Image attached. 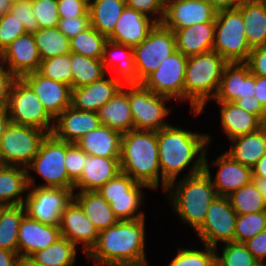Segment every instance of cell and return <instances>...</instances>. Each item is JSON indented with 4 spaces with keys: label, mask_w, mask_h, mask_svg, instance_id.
<instances>
[{
    "label": "cell",
    "mask_w": 266,
    "mask_h": 266,
    "mask_svg": "<svg viewBox=\"0 0 266 266\" xmlns=\"http://www.w3.org/2000/svg\"><path fill=\"white\" fill-rule=\"evenodd\" d=\"M59 228L61 237L68 239L76 246L81 243L86 254L96 244L99 235L94 224L74 199L62 212Z\"/></svg>",
    "instance_id": "19"
},
{
    "label": "cell",
    "mask_w": 266,
    "mask_h": 266,
    "mask_svg": "<svg viewBox=\"0 0 266 266\" xmlns=\"http://www.w3.org/2000/svg\"><path fill=\"white\" fill-rule=\"evenodd\" d=\"M9 12L22 22L27 33H35L39 29V24L32 8V0L10 3Z\"/></svg>",
    "instance_id": "50"
},
{
    "label": "cell",
    "mask_w": 266,
    "mask_h": 266,
    "mask_svg": "<svg viewBox=\"0 0 266 266\" xmlns=\"http://www.w3.org/2000/svg\"><path fill=\"white\" fill-rule=\"evenodd\" d=\"M22 79L32 88L54 120L71 106L72 88L70 85L44 77L38 71L29 73Z\"/></svg>",
    "instance_id": "18"
},
{
    "label": "cell",
    "mask_w": 266,
    "mask_h": 266,
    "mask_svg": "<svg viewBox=\"0 0 266 266\" xmlns=\"http://www.w3.org/2000/svg\"><path fill=\"white\" fill-rule=\"evenodd\" d=\"M72 89L89 85L106 76L101 59H93L81 54L70 52Z\"/></svg>",
    "instance_id": "38"
},
{
    "label": "cell",
    "mask_w": 266,
    "mask_h": 266,
    "mask_svg": "<svg viewBox=\"0 0 266 266\" xmlns=\"http://www.w3.org/2000/svg\"><path fill=\"white\" fill-rule=\"evenodd\" d=\"M7 1H9L10 3H13V2L21 1V0H7Z\"/></svg>",
    "instance_id": "68"
},
{
    "label": "cell",
    "mask_w": 266,
    "mask_h": 266,
    "mask_svg": "<svg viewBox=\"0 0 266 266\" xmlns=\"http://www.w3.org/2000/svg\"><path fill=\"white\" fill-rule=\"evenodd\" d=\"M101 125L97 112L80 111L70 106L54 120L51 134L58 140L76 143Z\"/></svg>",
    "instance_id": "23"
},
{
    "label": "cell",
    "mask_w": 266,
    "mask_h": 266,
    "mask_svg": "<svg viewBox=\"0 0 266 266\" xmlns=\"http://www.w3.org/2000/svg\"><path fill=\"white\" fill-rule=\"evenodd\" d=\"M227 63L213 50L188 56L184 78V102L189 100L191 114H201L206 102L215 98Z\"/></svg>",
    "instance_id": "5"
},
{
    "label": "cell",
    "mask_w": 266,
    "mask_h": 266,
    "mask_svg": "<svg viewBox=\"0 0 266 266\" xmlns=\"http://www.w3.org/2000/svg\"><path fill=\"white\" fill-rule=\"evenodd\" d=\"M15 266H41L28 257H19Z\"/></svg>",
    "instance_id": "64"
},
{
    "label": "cell",
    "mask_w": 266,
    "mask_h": 266,
    "mask_svg": "<svg viewBox=\"0 0 266 266\" xmlns=\"http://www.w3.org/2000/svg\"><path fill=\"white\" fill-rule=\"evenodd\" d=\"M66 142L48 134L42 141L38 153L26 168L27 173L35 171L45 181L37 187L74 189L64 165Z\"/></svg>",
    "instance_id": "10"
},
{
    "label": "cell",
    "mask_w": 266,
    "mask_h": 266,
    "mask_svg": "<svg viewBox=\"0 0 266 266\" xmlns=\"http://www.w3.org/2000/svg\"><path fill=\"white\" fill-rule=\"evenodd\" d=\"M177 50L174 32L156 24L147 37L133 47L137 84L157 70L167 57Z\"/></svg>",
    "instance_id": "13"
},
{
    "label": "cell",
    "mask_w": 266,
    "mask_h": 266,
    "mask_svg": "<svg viewBox=\"0 0 266 266\" xmlns=\"http://www.w3.org/2000/svg\"><path fill=\"white\" fill-rule=\"evenodd\" d=\"M120 157H96L86 155L80 179L74 184L77 192L97 191L120 170Z\"/></svg>",
    "instance_id": "26"
},
{
    "label": "cell",
    "mask_w": 266,
    "mask_h": 266,
    "mask_svg": "<svg viewBox=\"0 0 266 266\" xmlns=\"http://www.w3.org/2000/svg\"><path fill=\"white\" fill-rule=\"evenodd\" d=\"M252 182L255 184L256 188L261 192L266 200V178L252 177Z\"/></svg>",
    "instance_id": "63"
},
{
    "label": "cell",
    "mask_w": 266,
    "mask_h": 266,
    "mask_svg": "<svg viewBox=\"0 0 266 266\" xmlns=\"http://www.w3.org/2000/svg\"><path fill=\"white\" fill-rule=\"evenodd\" d=\"M29 189L26 168L0 165V204L24 205L23 194Z\"/></svg>",
    "instance_id": "34"
},
{
    "label": "cell",
    "mask_w": 266,
    "mask_h": 266,
    "mask_svg": "<svg viewBox=\"0 0 266 266\" xmlns=\"http://www.w3.org/2000/svg\"><path fill=\"white\" fill-rule=\"evenodd\" d=\"M47 135L42 129L10 122L0 139V165L27 168Z\"/></svg>",
    "instance_id": "7"
},
{
    "label": "cell",
    "mask_w": 266,
    "mask_h": 266,
    "mask_svg": "<svg viewBox=\"0 0 266 266\" xmlns=\"http://www.w3.org/2000/svg\"><path fill=\"white\" fill-rule=\"evenodd\" d=\"M266 229V211L237 215L234 242L245 243Z\"/></svg>",
    "instance_id": "45"
},
{
    "label": "cell",
    "mask_w": 266,
    "mask_h": 266,
    "mask_svg": "<svg viewBox=\"0 0 266 266\" xmlns=\"http://www.w3.org/2000/svg\"><path fill=\"white\" fill-rule=\"evenodd\" d=\"M90 26L89 16L60 18L57 28L68 38L72 39Z\"/></svg>",
    "instance_id": "53"
},
{
    "label": "cell",
    "mask_w": 266,
    "mask_h": 266,
    "mask_svg": "<svg viewBox=\"0 0 266 266\" xmlns=\"http://www.w3.org/2000/svg\"><path fill=\"white\" fill-rule=\"evenodd\" d=\"M254 97L262 104L266 110V77L255 75Z\"/></svg>",
    "instance_id": "58"
},
{
    "label": "cell",
    "mask_w": 266,
    "mask_h": 266,
    "mask_svg": "<svg viewBox=\"0 0 266 266\" xmlns=\"http://www.w3.org/2000/svg\"><path fill=\"white\" fill-rule=\"evenodd\" d=\"M171 98L156 94L142 84H129V103L135 130L159 131L170 124L166 101ZM165 120V121H164Z\"/></svg>",
    "instance_id": "12"
},
{
    "label": "cell",
    "mask_w": 266,
    "mask_h": 266,
    "mask_svg": "<svg viewBox=\"0 0 266 266\" xmlns=\"http://www.w3.org/2000/svg\"><path fill=\"white\" fill-rule=\"evenodd\" d=\"M244 20L245 35L251 49L266 45V0H242L237 7Z\"/></svg>",
    "instance_id": "33"
},
{
    "label": "cell",
    "mask_w": 266,
    "mask_h": 266,
    "mask_svg": "<svg viewBox=\"0 0 266 266\" xmlns=\"http://www.w3.org/2000/svg\"><path fill=\"white\" fill-rule=\"evenodd\" d=\"M244 244L258 262H266V229Z\"/></svg>",
    "instance_id": "56"
},
{
    "label": "cell",
    "mask_w": 266,
    "mask_h": 266,
    "mask_svg": "<svg viewBox=\"0 0 266 266\" xmlns=\"http://www.w3.org/2000/svg\"><path fill=\"white\" fill-rule=\"evenodd\" d=\"M228 198L237 215L266 211V200L252 181L232 192Z\"/></svg>",
    "instance_id": "41"
},
{
    "label": "cell",
    "mask_w": 266,
    "mask_h": 266,
    "mask_svg": "<svg viewBox=\"0 0 266 266\" xmlns=\"http://www.w3.org/2000/svg\"><path fill=\"white\" fill-rule=\"evenodd\" d=\"M17 77L6 67L0 64V107H8L12 85Z\"/></svg>",
    "instance_id": "55"
},
{
    "label": "cell",
    "mask_w": 266,
    "mask_h": 266,
    "mask_svg": "<svg viewBox=\"0 0 266 266\" xmlns=\"http://www.w3.org/2000/svg\"><path fill=\"white\" fill-rule=\"evenodd\" d=\"M144 188L149 187L120 172L97 191L110 204L118 220H135L145 217V213L139 211L144 204Z\"/></svg>",
    "instance_id": "9"
},
{
    "label": "cell",
    "mask_w": 266,
    "mask_h": 266,
    "mask_svg": "<svg viewBox=\"0 0 266 266\" xmlns=\"http://www.w3.org/2000/svg\"><path fill=\"white\" fill-rule=\"evenodd\" d=\"M10 123L8 107H0V139L6 126Z\"/></svg>",
    "instance_id": "62"
},
{
    "label": "cell",
    "mask_w": 266,
    "mask_h": 266,
    "mask_svg": "<svg viewBox=\"0 0 266 266\" xmlns=\"http://www.w3.org/2000/svg\"><path fill=\"white\" fill-rule=\"evenodd\" d=\"M10 2L7 0H0V15L9 11Z\"/></svg>",
    "instance_id": "65"
},
{
    "label": "cell",
    "mask_w": 266,
    "mask_h": 266,
    "mask_svg": "<svg viewBox=\"0 0 266 266\" xmlns=\"http://www.w3.org/2000/svg\"><path fill=\"white\" fill-rule=\"evenodd\" d=\"M188 57L176 50L141 84L152 92L184 102V78Z\"/></svg>",
    "instance_id": "15"
},
{
    "label": "cell",
    "mask_w": 266,
    "mask_h": 266,
    "mask_svg": "<svg viewBox=\"0 0 266 266\" xmlns=\"http://www.w3.org/2000/svg\"><path fill=\"white\" fill-rule=\"evenodd\" d=\"M110 266H148L147 261L138 264H120V265H110Z\"/></svg>",
    "instance_id": "66"
},
{
    "label": "cell",
    "mask_w": 266,
    "mask_h": 266,
    "mask_svg": "<svg viewBox=\"0 0 266 266\" xmlns=\"http://www.w3.org/2000/svg\"><path fill=\"white\" fill-rule=\"evenodd\" d=\"M157 23L148 16L126 7L108 40L134 47L139 45Z\"/></svg>",
    "instance_id": "25"
},
{
    "label": "cell",
    "mask_w": 266,
    "mask_h": 266,
    "mask_svg": "<svg viewBox=\"0 0 266 266\" xmlns=\"http://www.w3.org/2000/svg\"><path fill=\"white\" fill-rule=\"evenodd\" d=\"M107 40L105 35L100 34L90 25L70 39V51L93 59H101Z\"/></svg>",
    "instance_id": "42"
},
{
    "label": "cell",
    "mask_w": 266,
    "mask_h": 266,
    "mask_svg": "<svg viewBox=\"0 0 266 266\" xmlns=\"http://www.w3.org/2000/svg\"><path fill=\"white\" fill-rule=\"evenodd\" d=\"M18 258L16 252L0 249V266H15Z\"/></svg>",
    "instance_id": "60"
},
{
    "label": "cell",
    "mask_w": 266,
    "mask_h": 266,
    "mask_svg": "<svg viewBox=\"0 0 266 266\" xmlns=\"http://www.w3.org/2000/svg\"><path fill=\"white\" fill-rule=\"evenodd\" d=\"M32 8L39 29L58 26L60 17L57 10V0H32Z\"/></svg>",
    "instance_id": "47"
},
{
    "label": "cell",
    "mask_w": 266,
    "mask_h": 266,
    "mask_svg": "<svg viewBox=\"0 0 266 266\" xmlns=\"http://www.w3.org/2000/svg\"><path fill=\"white\" fill-rule=\"evenodd\" d=\"M3 206H4V205L0 204V213H1V209H2Z\"/></svg>",
    "instance_id": "69"
},
{
    "label": "cell",
    "mask_w": 266,
    "mask_h": 266,
    "mask_svg": "<svg viewBox=\"0 0 266 266\" xmlns=\"http://www.w3.org/2000/svg\"><path fill=\"white\" fill-rule=\"evenodd\" d=\"M1 61L17 78L38 71L42 60L33 33L17 37L1 53Z\"/></svg>",
    "instance_id": "20"
},
{
    "label": "cell",
    "mask_w": 266,
    "mask_h": 266,
    "mask_svg": "<svg viewBox=\"0 0 266 266\" xmlns=\"http://www.w3.org/2000/svg\"><path fill=\"white\" fill-rule=\"evenodd\" d=\"M230 150L225 153L236 162L250 167L256 165L260 158L266 153V126L263 125L257 131L235 137Z\"/></svg>",
    "instance_id": "32"
},
{
    "label": "cell",
    "mask_w": 266,
    "mask_h": 266,
    "mask_svg": "<svg viewBox=\"0 0 266 266\" xmlns=\"http://www.w3.org/2000/svg\"><path fill=\"white\" fill-rule=\"evenodd\" d=\"M33 36L41 60L70 53V39L57 27L38 29Z\"/></svg>",
    "instance_id": "40"
},
{
    "label": "cell",
    "mask_w": 266,
    "mask_h": 266,
    "mask_svg": "<svg viewBox=\"0 0 266 266\" xmlns=\"http://www.w3.org/2000/svg\"><path fill=\"white\" fill-rule=\"evenodd\" d=\"M61 238L59 225H49L31 219L27 214L21 220L18 233V256L30 258Z\"/></svg>",
    "instance_id": "22"
},
{
    "label": "cell",
    "mask_w": 266,
    "mask_h": 266,
    "mask_svg": "<svg viewBox=\"0 0 266 266\" xmlns=\"http://www.w3.org/2000/svg\"><path fill=\"white\" fill-rule=\"evenodd\" d=\"M27 175L30 191L25 196L26 214L41 223L59 225L61 214L72 201L76 191L65 188L35 187V177L31 173Z\"/></svg>",
    "instance_id": "8"
},
{
    "label": "cell",
    "mask_w": 266,
    "mask_h": 266,
    "mask_svg": "<svg viewBox=\"0 0 266 266\" xmlns=\"http://www.w3.org/2000/svg\"><path fill=\"white\" fill-rule=\"evenodd\" d=\"M119 161L121 172L149 189H157L161 177L157 132L133 129L123 133Z\"/></svg>",
    "instance_id": "3"
},
{
    "label": "cell",
    "mask_w": 266,
    "mask_h": 266,
    "mask_svg": "<svg viewBox=\"0 0 266 266\" xmlns=\"http://www.w3.org/2000/svg\"><path fill=\"white\" fill-rule=\"evenodd\" d=\"M8 111L11 123L32 126L48 134L52 133L54 119L22 78H17L12 85Z\"/></svg>",
    "instance_id": "11"
},
{
    "label": "cell",
    "mask_w": 266,
    "mask_h": 266,
    "mask_svg": "<svg viewBox=\"0 0 266 266\" xmlns=\"http://www.w3.org/2000/svg\"><path fill=\"white\" fill-rule=\"evenodd\" d=\"M224 244L221 256L218 254V246L215 248L217 266H254L258 262L244 243L233 241Z\"/></svg>",
    "instance_id": "43"
},
{
    "label": "cell",
    "mask_w": 266,
    "mask_h": 266,
    "mask_svg": "<svg viewBox=\"0 0 266 266\" xmlns=\"http://www.w3.org/2000/svg\"><path fill=\"white\" fill-rule=\"evenodd\" d=\"M204 250L180 248L168 266H217L216 249L203 245Z\"/></svg>",
    "instance_id": "44"
},
{
    "label": "cell",
    "mask_w": 266,
    "mask_h": 266,
    "mask_svg": "<svg viewBox=\"0 0 266 266\" xmlns=\"http://www.w3.org/2000/svg\"><path fill=\"white\" fill-rule=\"evenodd\" d=\"M217 11L208 0H165L161 24L170 30L215 22Z\"/></svg>",
    "instance_id": "16"
},
{
    "label": "cell",
    "mask_w": 266,
    "mask_h": 266,
    "mask_svg": "<svg viewBox=\"0 0 266 266\" xmlns=\"http://www.w3.org/2000/svg\"><path fill=\"white\" fill-rule=\"evenodd\" d=\"M101 124L123 133L134 129L129 103V84H124L116 94L97 111Z\"/></svg>",
    "instance_id": "28"
},
{
    "label": "cell",
    "mask_w": 266,
    "mask_h": 266,
    "mask_svg": "<svg viewBox=\"0 0 266 266\" xmlns=\"http://www.w3.org/2000/svg\"><path fill=\"white\" fill-rule=\"evenodd\" d=\"M212 138L208 134L186 131L172 125L157 131L161 186L164 192L190 164L192 167L189 173L183 177L204 171V157Z\"/></svg>",
    "instance_id": "1"
},
{
    "label": "cell",
    "mask_w": 266,
    "mask_h": 266,
    "mask_svg": "<svg viewBox=\"0 0 266 266\" xmlns=\"http://www.w3.org/2000/svg\"><path fill=\"white\" fill-rule=\"evenodd\" d=\"M122 86L118 79L104 76L89 85L72 89L71 106L80 111L97 112Z\"/></svg>",
    "instance_id": "24"
},
{
    "label": "cell",
    "mask_w": 266,
    "mask_h": 266,
    "mask_svg": "<svg viewBox=\"0 0 266 266\" xmlns=\"http://www.w3.org/2000/svg\"><path fill=\"white\" fill-rule=\"evenodd\" d=\"M220 105L221 127L228 140L257 131L264 123L235 102H216Z\"/></svg>",
    "instance_id": "30"
},
{
    "label": "cell",
    "mask_w": 266,
    "mask_h": 266,
    "mask_svg": "<svg viewBox=\"0 0 266 266\" xmlns=\"http://www.w3.org/2000/svg\"><path fill=\"white\" fill-rule=\"evenodd\" d=\"M145 217L119 220L99 232L96 244L86 254L95 266L138 264L146 262Z\"/></svg>",
    "instance_id": "2"
},
{
    "label": "cell",
    "mask_w": 266,
    "mask_h": 266,
    "mask_svg": "<svg viewBox=\"0 0 266 266\" xmlns=\"http://www.w3.org/2000/svg\"><path fill=\"white\" fill-rule=\"evenodd\" d=\"M251 48L245 35L244 20L241 11L221 10L216 13L213 51L226 62H246Z\"/></svg>",
    "instance_id": "6"
},
{
    "label": "cell",
    "mask_w": 266,
    "mask_h": 266,
    "mask_svg": "<svg viewBox=\"0 0 266 266\" xmlns=\"http://www.w3.org/2000/svg\"><path fill=\"white\" fill-rule=\"evenodd\" d=\"M73 199L80 205L84 214L94 224L98 232L115 225L119 221L110 204L98 191L77 192L74 193Z\"/></svg>",
    "instance_id": "35"
},
{
    "label": "cell",
    "mask_w": 266,
    "mask_h": 266,
    "mask_svg": "<svg viewBox=\"0 0 266 266\" xmlns=\"http://www.w3.org/2000/svg\"><path fill=\"white\" fill-rule=\"evenodd\" d=\"M125 8V0H90V25L100 34L108 37L114 31Z\"/></svg>",
    "instance_id": "36"
},
{
    "label": "cell",
    "mask_w": 266,
    "mask_h": 266,
    "mask_svg": "<svg viewBox=\"0 0 266 266\" xmlns=\"http://www.w3.org/2000/svg\"><path fill=\"white\" fill-rule=\"evenodd\" d=\"M245 63L250 68L251 73L266 77V45L253 48Z\"/></svg>",
    "instance_id": "54"
},
{
    "label": "cell",
    "mask_w": 266,
    "mask_h": 266,
    "mask_svg": "<svg viewBox=\"0 0 266 266\" xmlns=\"http://www.w3.org/2000/svg\"><path fill=\"white\" fill-rule=\"evenodd\" d=\"M234 102L245 111L256 115L263 123L266 122V110L256 97L237 98Z\"/></svg>",
    "instance_id": "57"
},
{
    "label": "cell",
    "mask_w": 266,
    "mask_h": 266,
    "mask_svg": "<svg viewBox=\"0 0 266 266\" xmlns=\"http://www.w3.org/2000/svg\"><path fill=\"white\" fill-rule=\"evenodd\" d=\"M60 18L89 16V3L86 0H57Z\"/></svg>",
    "instance_id": "52"
},
{
    "label": "cell",
    "mask_w": 266,
    "mask_h": 266,
    "mask_svg": "<svg viewBox=\"0 0 266 266\" xmlns=\"http://www.w3.org/2000/svg\"><path fill=\"white\" fill-rule=\"evenodd\" d=\"M66 238H59L47 248L34 253L30 259L41 266H72L75 264L77 249Z\"/></svg>",
    "instance_id": "39"
},
{
    "label": "cell",
    "mask_w": 266,
    "mask_h": 266,
    "mask_svg": "<svg viewBox=\"0 0 266 266\" xmlns=\"http://www.w3.org/2000/svg\"><path fill=\"white\" fill-rule=\"evenodd\" d=\"M252 177L266 178V153L260 158L252 168Z\"/></svg>",
    "instance_id": "61"
},
{
    "label": "cell",
    "mask_w": 266,
    "mask_h": 266,
    "mask_svg": "<svg viewBox=\"0 0 266 266\" xmlns=\"http://www.w3.org/2000/svg\"><path fill=\"white\" fill-rule=\"evenodd\" d=\"M176 48L184 56L198 55L213 50L215 22H204L172 30Z\"/></svg>",
    "instance_id": "29"
},
{
    "label": "cell",
    "mask_w": 266,
    "mask_h": 266,
    "mask_svg": "<svg viewBox=\"0 0 266 266\" xmlns=\"http://www.w3.org/2000/svg\"><path fill=\"white\" fill-rule=\"evenodd\" d=\"M165 192L168 193L173 211L180 220L188 223L196 232L204 223L206 213L217 196L211 177L202 171L171 182Z\"/></svg>",
    "instance_id": "4"
},
{
    "label": "cell",
    "mask_w": 266,
    "mask_h": 266,
    "mask_svg": "<svg viewBox=\"0 0 266 266\" xmlns=\"http://www.w3.org/2000/svg\"><path fill=\"white\" fill-rule=\"evenodd\" d=\"M213 8L218 12L221 10L236 9L242 0H208Z\"/></svg>",
    "instance_id": "59"
},
{
    "label": "cell",
    "mask_w": 266,
    "mask_h": 266,
    "mask_svg": "<svg viewBox=\"0 0 266 266\" xmlns=\"http://www.w3.org/2000/svg\"><path fill=\"white\" fill-rule=\"evenodd\" d=\"M38 72L44 77L68 84L72 88L70 53L42 60Z\"/></svg>",
    "instance_id": "46"
},
{
    "label": "cell",
    "mask_w": 266,
    "mask_h": 266,
    "mask_svg": "<svg viewBox=\"0 0 266 266\" xmlns=\"http://www.w3.org/2000/svg\"><path fill=\"white\" fill-rule=\"evenodd\" d=\"M122 133L101 125L85 134L76 144L87 153L96 157H120Z\"/></svg>",
    "instance_id": "31"
},
{
    "label": "cell",
    "mask_w": 266,
    "mask_h": 266,
    "mask_svg": "<svg viewBox=\"0 0 266 266\" xmlns=\"http://www.w3.org/2000/svg\"><path fill=\"white\" fill-rule=\"evenodd\" d=\"M87 155L76 143L66 142L64 165L69 180L75 184L81 177L84 169V160Z\"/></svg>",
    "instance_id": "49"
},
{
    "label": "cell",
    "mask_w": 266,
    "mask_h": 266,
    "mask_svg": "<svg viewBox=\"0 0 266 266\" xmlns=\"http://www.w3.org/2000/svg\"><path fill=\"white\" fill-rule=\"evenodd\" d=\"M126 7L148 16L157 24H161L164 17L165 0H125ZM157 15L156 17H154Z\"/></svg>",
    "instance_id": "51"
},
{
    "label": "cell",
    "mask_w": 266,
    "mask_h": 266,
    "mask_svg": "<svg viewBox=\"0 0 266 266\" xmlns=\"http://www.w3.org/2000/svg\"><path fill=\"white\" fill-rule=\"evenodd\" d=\"M101 61L106 73L111 70L123 85L137 84L133 47L107 40Z\"/></svg>",
    "instance_id": "27"
},
{
    "label": "cell",
    "mask_w": 266,
    "mask_h": 266,
    "mask_svg": "<svg viewBox=\"0 0 266 266\" xmlns=\"http://www.w3.org/2000/svg\"><path fill=\"white\" fill-rule=\"evenodd\" d=\"M237 214L227 196H216L206 213L205 221L196 231L203 245L216 248L219 242L234 241Z\"/></svg>",
    "instance_id": "14"
},
{
    "label": "cell",
    "mask_w": 266,
    "mask_h": 266,
    "mask_svg": "<svg viewBox=\"0 0 266 266\" xmlns=\"http://www.w3.org/2000/svg\"><path fill=\"white\" fill-rule=\"evenodd\" d=\"M254 266H266V262H257Z\"/></svg>",
    "instance_id": "67"
},
{
    "label": "cell",
    "mask_w": 266,
    "mask_h": 266,
    "mask_svg": "<svg viewBox=\"0 0 266 266\" xmlns=\"http://www.w3.org/2000/svg\"><path fill=\"white\" fill-rule=\"evenodd\" d=\"M255 75L245 62L227 63L223 69L220 85L214 101L234 102L237 98H252Z\"/></svg>",
    "instance_id": "21"
},
{
    "label": "cell",
    "mask_w": 266,
    "mask_h": 266,
    "mask_svg": "<svg viewBox=\"0 0 266 266\" xmlns=\"http://www.w3.org/2000/svg\"><path fill=\"white\" fill-rule=\"evenodd\" d=\"M207 151L204 157V171L211 177L218 196H229L232 192L252 181V169L233 160L225 152L218 156L210 165L218 168L215 177L211 176Z\"/></svg>",
    "instance_id": "17"
},
{
    "label": "cell",
    "mask_w": 266,
    "mask_h": 266,
    "mask_svg": "<svg viewBox=\"0 0 266 266\" xmlns=\"http://www.w3.org/2000/svg\"><path fill=\"white\" fill-rule=\"evenodd\" d=\"M26 215L24 205L3 206L0 213V249L18 254V233L21 220Z\"/></svg>",
    "instance_id": "37"
},
{
    "label": "cell",
    "mask_w": 266,
    "mask_h": 266,
    "mask_svg": "<svg viewBox=\"0 0 266 266\" xmlns=\"http://www.w3.org/2000/svg\"><path fill=\"white\" fill-rule=\"evenodd\" d=\"M26 33L21 21L9 11L0 15V53L11 44L17 37Z\"/></svg>",
    "instance_id": "48"
}]
</instances>
